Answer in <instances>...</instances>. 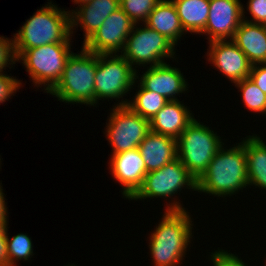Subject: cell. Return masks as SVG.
<instances>
[{
  "label": "cell",
  "mask_w": 266,
  "mask_h": 266,
  "mask_svg": "<svg viewBox=\"0 0 266 266\" xmlns=\"http://www.w3.org/2000/svg\"><path fill=\"white\" fill-rule=\"evenodd\" d=\"M190 214L189 210L164 211L146 240L153 266H181L185 262L194 236Z\"/></svg>",
  "instance_id": "2"
},
{
  "label": "cell",
  "mask_w": 266,
  "mask_h": 266,
  "mask_svg": "<svg viewBox=\"0 0 266 266\" xmlns=\"http://www.w3.org/2000/svg\"><path fill=\"white\" fill-rule=\"evenodd\" d=\"M1 162H2V160H1V155H0V169H1V167H2V165H1L2 163H1Z\"/></svg>",
  "instance_id": "36"
},
{
  "label": "cell",
  "mask_w": 266,
  "mask_h": 266,
  "mask_svg": "<svg viewBox=\"0 0 266 266\" xmlns=\"http://www.w3.org/2000/svg\"><path fill=\"white\" fill-rule=\"evenodd\" d=\"M13 34L15 49H32L52 43H73L70 12L47 0ZM67 10V11H66Z\"/></svg>",
  "instance_id": "3"
},
{
  "label": "cell",
  "mask_w": 266,
  "mask_h": 266,
  "mask_svg": "<svg viewBox=\"0 0 266 266\" xmlns=\"http://www.w3.org/2000/svg\"><path fill=\"white\" fill-rule=\"evenodd\" d=\"M251 134L245 137L249 188H258L266 194V141L259 134Z\"/></svg>",
  "instance_id": "21"
},
{
  "label": "cell",
  "mask_w": 266,
  "mask_h": 266,
  "mask_svg": "<svg viewBox=\"0 0 266 266\" xmlns=\"http://www.w3.org/2000/svg\"><path fill=\"white\" fill-rule=\"evenodd\" d=\"M80 49L67 59L59 82L48 94L68 105L81 104L94 108L97 54L83 47Z\"/></svg>",
  "instance_id": "5"
},
{
  "label": "cell",
  "mask_w": 266,
  "mask_h": 266,
  "mask_svg": "<svg viewBox=\"0 0 266 266\" xmlns=\"http://www.w3.org/2000/svg\"><path fill=\"white\" fill-rule=\"evenodd\" d=\"M183 189H189L191 193L192 191L196 193L197 181L183 163L176 158L162 168L148 172L141 187L129 201L143 200L144 202L147 199L151 201V199L158 198L159 200H165L166 205H163L165 207L164 211L188 210L181 203L180 197H177V195L183 193Z\"/></svg>",
  "instance_id": "4"
},
{
  "label": "cell",
  "mask_w": 266,
  "mask_h": 266,
  "mask_svg": "<svg viewBox=\"0 0 266 266\" xmlns=\"http://www.w3.org/2000/svg\"><path fill=\"white\" fill-rule=\"evenodd\" d=\"M90 1H91V0H72L74 6H75V5L80 6V5H82V4H84V3H88V2H90Z\"/></svg>",
  "instance_id": "34"
},
{
  "label": "cell",
  "mask_w": 266,
  "mask_h": 266,
  "mask_svg": "<svg viewBox=\"0 0 266 266\" xmlns=\"http://www.w3.org/2000/svg\"><path fill=\"white\" fill-rule=\"evenodd\" d=\"M240 140L228 148L224 143L217 151L207 170L197 180L198 193L226 199L236 197L247 187L249 189L245 137Z\"/></svg>",
  "instance_id": "1"
},
{
  "label": "cell",
  "mask_w": 266,
  "mask_h": 266,
  "mask_svg": "<svg viewBox=\"0 0 266 266\" xmlns=\"http://www.w3.org/2000/svg\"><path fill=\"white\" fill-rule=\"evenodd\" d=\"M194 119L184 102L170 100L149 120L150 131L177 139Z\"/></svg>",
  "instance_id": "17"
},
{
  "label": "cell",
  "mask_w": 266,
  "mask_h": 266,
  "mask_svg": "<svg viewBox=\"0 0 266 266\" xmlns=\"http://www.w3.org/2000/svg\"><path fill=\"white\" fill-rule=\"evenodd\" d=\"M17 54L14 46V37L0 35V72L6 71L7 67L11 69L17 63Z\"/></svg>",
  "instance_id": "28"
},
{
  "label": "cell",
  "mask_w": 266,
  "mask_h": 266,
  "mask_svg": "<svg viewBox=\"0 0 266 266\" xmlns=\"http://www.w3.org/2000/svg\"><path fill=\"white\" fill-rule=\"evenodd\" d=\"M0 266H8L6 248V227L0 228Z\"/></svg>",
  "instance_id": "33"
},
{
  "label": "cell",
  "mask_w": 266,
  "mask_h": 266,
  "mask_svg": "<svg viewBox=\"0 0 266 266\" xmlns=\"http://www.w3.org/2000/svg\"><path fill=\"white\" fill-rule=\"evenodd\" d=\"M65 266H77V265H75L74 263H72V264L68 263V265H65Z\"/></svg>",
  "instance_id": "35"
},
{
  "label": "cell",
  "mask_w": 266,
  "mask_h": 266,
  "mask_svg": "<svg viewBox=\"0 0 266 266\" xmlns=\"http://www.w3.org/2000/svg\"><path fill=\"white\" fill-rule=\"evenodd\" d=\"M200 119H194L177 140V158L196 181L207 170L214 155L224 144L223 137Z\"/></svg>",
  "instance_id": "7"
},
{
  "label": "cell",
  "mask_w": 266,
  "mask_h": 266,
  "mask_svg": "<svg viewBox=\"0 0 266 266\" xmlns=\"http://www.w3.org/2000/svg\"><path fill=\"white\" fill-rule=\"evenodd\" d=\"M72 43H52L32 49H15L17 62L29 74L35 89L49 93L59 82L67 59L73 53ZM43 87V88H42Z\"/></svg>",
  "instance_id": "6"
},
{
  "label": "cell",
  "mask_w": 266,
  "mask_h": 266,
  "mask_svg": "<svg viewBox=\"0 0 266 266\" xmlns=\"http://www.w3.org/2000/svg\"><path fill=\"white\" fill-rule=\"evenodd\" d=\"M119 7V0H91L73 10H68L71 36L73 37L79 26L83 30L82 44L85 43L99 29L104 20Z\"/></svg>",
  "instance_id": "16"
},
{
  "label": "cell",
  "mask_w": 266,
  "mask_h": 266,
  "mask_svg": "<svg viewBox=\"0 0 266 266\" xmlns=\"http://www.w3.org/2000/svg\"><path fill=\"white\" fill-rule=\"evenodd\" d=\"M16 78V76L13 77L11 74L9 76L6 71L0 72V105L9 101L23 87L22 80L20 81L19 78Z\"/></svg>",
  "instance_id": "30"
},
{
  "label": "cell",
  "mask_w": 266,
  "mask_h": 266,
  "mask_svg": "<svg viewBox=\"0 0 266 266\" xmlns=\"http://www.w3.org/2000/svg\"><path fill=\"white\" fill-rule=\"evenodd\" d=\"M241 0H210L209 15L204 31L208 42L232 39L242 18Z\"/></svg>",
  "instance_id": "15"
},
{
  "label": "cell",
  "mask_w": 266,
  "mask_h": 266,
  "mask_svg": "<svg viewBox=\"0 0 266 266\" xmlns=\"http://www.w3.org/2000/svg\"><path fill=\"white\" fill-rule=\"evenodd\" d=\"M254 65L266 63V26L242 21L231 39Z\"/></svg>",
  "instance_id": "19"
},
{
  "label": "cell",
  "mask_w": 266,
  "mask_h": 266,
  "mask_svg": "<svg viewBox=\"0 0 266 266\" xmlns=\"http://www.w3.org/2000/svg\"><path fill=\"white\" fill-rule=\"evenodd\" d=\"M207 44V63L217 69L231 84L249 77L252 64L231 39L214 40Z\"/></svg>",
  "instance_id": "12"
},
{
  "label": "cell",
  "mask_w": 266,
  "mask_h": 266,
  "mask_svg": "<svg viewBox=\"0 0 266 266\" xmlns=\"http://www.w3.org/2000/svg\"><path fill=\"white\" fill-rule=\"evenodd\" d=\"M138 149L147 173L158 170L177 158V140L152 131L146 134Z\"/></svg>",
  "instance_id": "18"
},
{
  "label": "cell",
  "mask_w": 266,
  "mask_h": 266,
  "mask_svg": "<svg viewBox=\"0 0 266 266\" xmlns=\"http://www.w3.org/2000/svg\"><path fill=\"white\" fill-rule=\"evenodd\" d=\"M209 252L208 260L212 264V266H249L250 264L242 261L240 256L236 253H231L230 250L219 249Z\"/></svg>",
  "instance_id": "29"
},
{
  "label": "cell",
  "mask_w": 266,
  "mask_h": 266,
  "mask_svg": "<svg viewBox=\"0 0 266 266\" xmlns=\"http://www.w3.org/2000/svg\"><path fill=\"white\" fill-rule=\"evenodd\" d=\"M113 180L122 189V198L130 199L141 187L147 174L146 165L138 148L110 155L108 161Z\"/></svg>",
  "instance_id": "14"
},
{
  "label": "cell",
  "mask_w": 266,
  "mask_h": 266,
  "mask_svg": "<svg viewBox=\"0 0 266 266\" xmlns=\"http://www.w3.org/2000/svg\"><path fill=\"white\" fill-rule=\"evenodd\" d=\"M8 225L6 226V248L8 257V266H18L20 261L30 262L33 252V243L30 236L27 233H18L12 238L9 237Z\"/></svg>",
  "instance_id": "25"
},
{
  "label": "cell",
  "mask_w": 266,
  "mask_h": 266,
  "mask_svg": "<svg viewBox=\"0 0 266 266\" xmlns=\"http://www.w3.org/2000/svg\"><path fill=\"white\" fill-rule=\"evenodd\" d=\"M246 7L242 5V18L244 21L266 26V0H248ZM246 8V10H245ZM249 12L250 19L245 16Z\"/></svg>",
  "instance_id": "27"
},
{
  "label": "cell",
  "mask_w": 266,
  "mask_h": 266,
  "mask_svg": "<svg viewBox=\"0 0 266 266\" xmlns=\"http://www.w3.org/2000/svg\"><path fill=\"white\" fill-rule=\"evenodd\" d=\"M103 131L111 154L138 148L150 131L149 120L126 106H112Z\"/></svg>",
  "instance_id": "10"
},
{
  "label": "cell",
  "mask_w": 266,
  "mask_h": 266,
  "mask_svg": "<svg viewBox=\"0 0 266 266\" xmlns=\"http://www.w3.org/2000/svg\"><path fill=\"white\" fill-rule=\"evenodd\" d=\"M249 78L266 94V63L252 65Z\"/></svg>",
  "instance_id": "31"
},
{
  "label": "cell",
  "mask_w": 266,
  "mask_h": 266,
  "mask_svg": "<svg viewBox=\"0 0 266 266\" xmlns=\"http://www.w3.org/2000/svg\"><path fill=\"white\" fill-rule=\"evenodd\" d=\"M161 0H119L120 8L135 23L143 24Z\"/></svg>",
  "instance_id": "26"
},
{
  "label": "cell",
  "mask_w": 266,
  "mask_h": 266,
  "mask_svg": "<svg viewBox=\"0 0 266 266\" xmlns=\"http://www.w3.org/2000/svg\"><path fill=\"white\" fill-rule=\"evenodd\" d=\"M2 182L0 181V227H6L9 224V213L7 202L4 194V189L2 187Z\"/></svg>",
  "instance_id": "32"
},
{
  "label": "cell",
  "mask_w": 266,
  "mask_h": 266,
  "mask_svg": "<svg viewBox=\"0 0 266 266\" xmlns=\"http://www.w3.org/2000/svg\"><path fill=\"white\" fill-rule=\"evenodd\" d=\"M177 10L186 33L200 34L204 31L209 15L210 0H171Z\"/></svg>",
  "instance_id": "22"
},
{
  "label": "cell",
  "mask_w": 266,
  "mask_h": 266,
  "mask_svg": "<svg viewBox=\"0 0 266 266\" xmlns=\"http://www.w3.org/2000/svg\"><path fill=\"white\" fill-rule=\"evenodd\" d=\"M232 85L238 89V93L240 92L243 107L255 115L259 114L258 116L262 115L266 118V94L249 77Z\"/></svg>",
  "instance_id": "24"
},
{
  "label": "cell",
  "mask_w": 266,
  "mask_h": 266,
  "mask_svg": "<svg viewBox=\"0 0 266 266\" xmlns=\"http://www.w3.org/2000/svg\"><path fill=\"white\" fill-rule=\"evenodd\" d=\"M134 25L119 7L81 47L95 54H120Z\"/></svg>",
  "instance_id": "11"
},
{
  "label": "cell",
  "mask_w": 266,
  "mask_h": 266,
  "mask_svg": "<svg viewBox=\"0 0 266 266\" xmlns=\"http://www.w3.org/2000/svg\"><path fill=\"white\" fill-rule=\"evenodd\" d=\"M135 81L136 70L121 54H97L95 107L100 101L113 99L118 102L112 106H126L130 99L123 97L133 92Z\"/></svg>",
  "instance_id": "8"
},
{
  "label": "cell",
  "mask_w": 266,
  "mask_h": 266,
  "mask_svg": "<svg viewBox=\"0 0 266 266\" xmlns=\"http://www.w3.org/2000/svg\"><path fill=\"white\" fill-rule=\"evenodd\" d=\"M133 89H136V92L133 97L130 96V99H132L128 101L127 106L145 119L150 120L168 102L164 96L146 90L138 83L137 79L132 87Z\"/></svg>",
  "instance_id": "23"
},
{
  "label": "cell",
  "mask_w": 266,
  "mask_h": 266,
  "mask_svg": "<svg viewBox=\"0 0 266 266\" xmlns=\"http://www.w3.org/2000/svg\"><path fill=\"white\" fill-rule=\"evenodd\" d=\"M149 28L164 35L175 46H178L181 37L187 33L184 31L177 10L171 0H161L149 14L144 23Z\"/></svg>",
  "instance_id": "20"
},
{
  "label": "cell",
  "mask_w": 266,
  "mask_h": 266,
  "mask_svg": "<svg viewBox=\"0 0 266 266\" xmlns=\"http://www.w3.org/2000/svg\"><path fill=\"white\" fill-rule=\"evenodd\" d=\"M146 69L140 75L139 70L136 71L137 81L149 91H153L164 96L168 101L179 100L180 95L188 93L189 84L183 72L177 66L172 67L168 62L145 67ZM139 72V73H138Z\"/></svg>",
  "instance_id": "13"
},
{
  "label": "cell",
  "mask_w": 266,
  "mask_h": 266,
  "mask_svg": "<svg viewBox=\"0 0 266 266\" xmlns=\"http://www.w3.org/2000/svg\"><path fill=\"white\" fill-rule=\"evenodd\" d=\"M175 47L164 35L146 24H135L120 54L137 71L136 68L165 63V59L178 62L179 56L175 54Z\"/></svg>",
  "instance_id": "9"
}]
</instances>
